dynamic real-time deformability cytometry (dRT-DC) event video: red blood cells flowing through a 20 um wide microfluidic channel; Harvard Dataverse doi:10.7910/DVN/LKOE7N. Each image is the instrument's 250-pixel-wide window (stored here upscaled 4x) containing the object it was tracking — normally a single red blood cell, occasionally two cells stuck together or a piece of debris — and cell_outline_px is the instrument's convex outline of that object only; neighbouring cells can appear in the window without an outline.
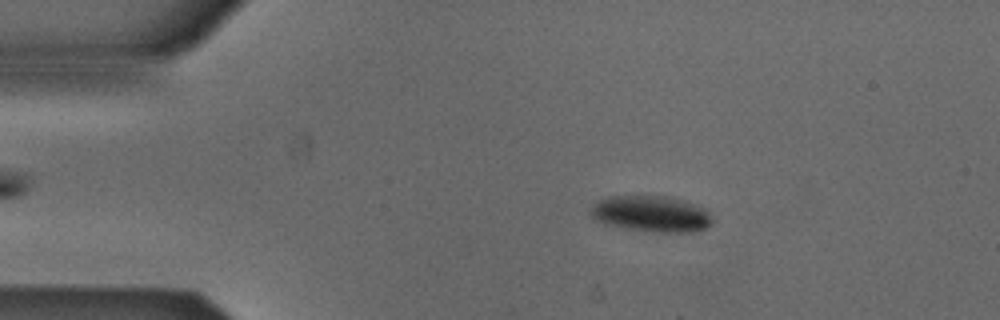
{"species": "Egyptian fruit bat (a non-hibernating species)", "species_latin": "Rousettus aegyptiacus", "temperature_condition": "cold", "stored_images_in_passage": 4, "segment_of_instrument_passage": [1, 2], "camera_frame_rate_fps": 3000, "um_per_image_px": 0.085, "animal": {"sex": "male"}, "frame": {"image": 1, "passage_image": 2, "time_ms": 0.333, "image_size_px": [1000, 320], "cell_outline_px": [[712, 224], [704, 228], [692, 232], [660, 232], [604, 224], [596, 220], [588, 212], [600, 200], [608, 196], [668, 196], [696, 204], [708, 208], [712, 220]], "centroid_in_image_um": [55.41, 18.16], "position_along_channel_um": 29.6, "area_um2": 25.43}}